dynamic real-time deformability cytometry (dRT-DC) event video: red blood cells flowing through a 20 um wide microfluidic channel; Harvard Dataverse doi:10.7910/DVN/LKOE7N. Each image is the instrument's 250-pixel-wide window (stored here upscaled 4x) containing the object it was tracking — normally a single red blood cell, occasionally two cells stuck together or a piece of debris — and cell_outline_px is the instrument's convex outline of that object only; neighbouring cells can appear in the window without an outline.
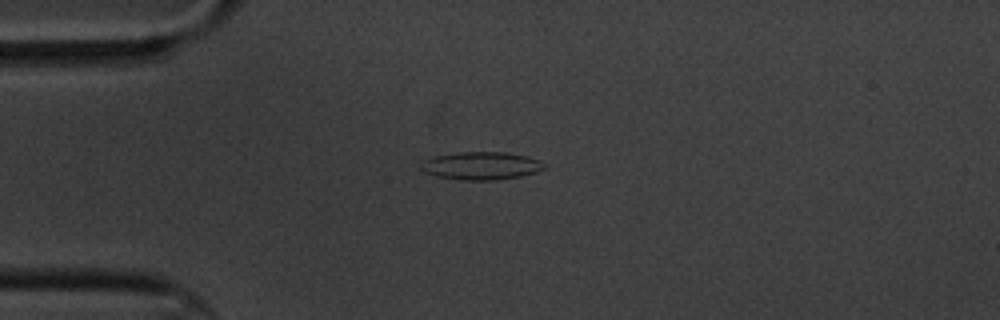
{"species": "common noctule bat (a hibernating species)", "species_latin": "Nyctalus noctula", "temperature_condition": "cold", "stored_images_in_passage": 1, "camera_frame_rate_fps": 3000, "um_per_image_px": 0.085, "animal": {"sex": "male", "body_mass_g": 20.1, "forearm_length_mm": 53.5}, "frame": {"image": 1, "passage_image": 1, "time_ms": 0.0, "image_size_px": [1000, 320], "cell_outline_px": [[548, 168], [536, 172], [520, 176], [492, 180], [464, 180], [436, 176], [424, 172], [420, 168], [420, 164], [424, 160], [432, 156], [456, 152], [504, 152], [524, 156], [540, 160], [548, 164]], "centroid_in_image_um": [40.9, 14.08], "position_along_channel_um": 44.1, "area_um2": 20.17}}